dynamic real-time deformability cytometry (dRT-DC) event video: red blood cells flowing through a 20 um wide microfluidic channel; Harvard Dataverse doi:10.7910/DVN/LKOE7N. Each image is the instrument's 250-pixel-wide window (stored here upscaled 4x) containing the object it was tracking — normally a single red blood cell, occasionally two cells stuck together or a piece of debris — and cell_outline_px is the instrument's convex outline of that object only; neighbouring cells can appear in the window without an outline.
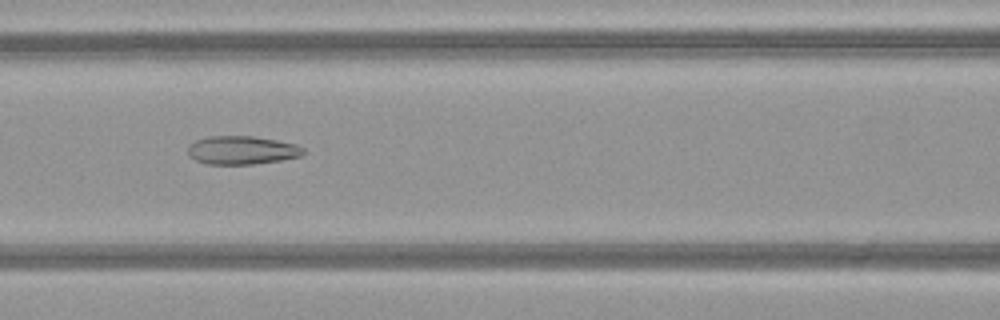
{"species": "common noctule bat (a hibernating species)", "species_latin": "Nyctalus noctula", "temperature_condition": "warm", "stored_images_in_passage": 34, "camera_frame_rate_fps": 3000, "um_per_image_px": 0.085, "animal": {"sex": "female", "body_mass_g": 21.9}, "frame": {"image": 1, "passage_image": 6, "time_ms": 1.667, "image_size_px": [1000, 320], "cell_outline_px": [[304, 152], [300, 156], [280, 160], [252, 164], [208, 164], [196, 160], [188, 156], [188, 144], [196, 140], [208, 136], [252, 136], [276, 140], [296, 144], [304, 148]], "centroid_in_image_um": [20.53, 12.76], "position_along_channel_um": 146.1, "area_um2": 19.07}}
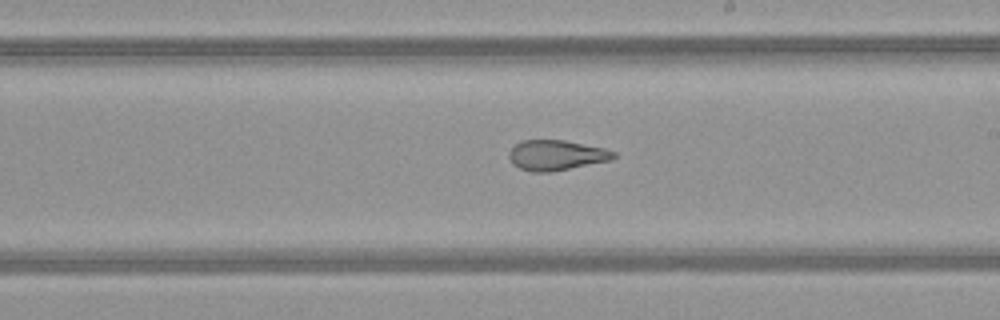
{"frame": {"image": 2, "passage_image": 13, "time_ms": 4.0, "image_size_px": [1000, 320], "cell_outline_px": [[616, 156], [612, 160], [552, 172], [532, 172], [520, 168], [512, 164], [508, 156], [508, 152], [516, 144], [524, 140], [564, 140], [604, 148], [616, 152]], "centroid_in_image_um": [47.29, 13.2], "position_along_channel_um": 241.7, "area_um2": 18.5}}
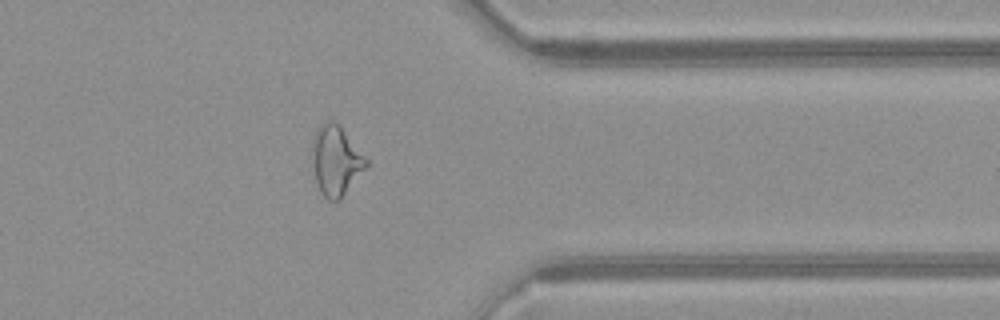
{"frame": {"image": 3, "passage_image": 24, "time_ms": 7.667, "image_size_px": [1000, 320], "cell_outline_px": [[368, 164], [340, 200], [328, 200], [320, 192], [316, 184], [312, 160], [312, 140], [316, 128], [324, 120], [332, 120], [344, 132], [368, 160]], "centroid_in_image_um": [28.5, 13.65], "position_along_channel_um": 382.9, "area_um2": 21.68}}